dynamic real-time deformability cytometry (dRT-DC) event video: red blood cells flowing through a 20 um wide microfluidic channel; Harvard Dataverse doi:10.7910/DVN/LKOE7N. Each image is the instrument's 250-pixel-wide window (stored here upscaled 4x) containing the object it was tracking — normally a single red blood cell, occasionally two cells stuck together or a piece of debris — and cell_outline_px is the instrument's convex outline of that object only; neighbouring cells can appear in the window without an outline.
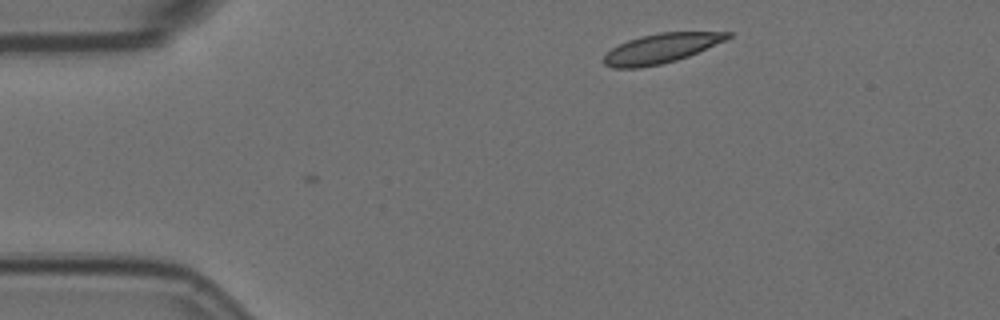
{"species": "Egyptian fruit bat (a non-hibernating species)", "species_latin": "Rousettus aegyptiacus", "temperature_condition": "room temperature", "stored_images_in_passage": 3, "camera_frame_rate_fps": 3000, "um_per_image_px": 0.085, "animal": {"sex": "female"}, "frame": {"image": 1, "passage_image": 1, "time_ms": 0.0, "image_size_px": [1000, 320], "cell_outline_px": [[732, 36], [724, 40], [688, 56], [676, 60], [660, 64], [636, 68], [612, 68], [604, 64], [604, 56], [612, 48], [628, 40], [640, 36], [660, 32], [732, 32]], "centroid_in_image_um": [56.16, 4.11], "position_along_channel_um": 28.8, "area_um2": 20.98}}